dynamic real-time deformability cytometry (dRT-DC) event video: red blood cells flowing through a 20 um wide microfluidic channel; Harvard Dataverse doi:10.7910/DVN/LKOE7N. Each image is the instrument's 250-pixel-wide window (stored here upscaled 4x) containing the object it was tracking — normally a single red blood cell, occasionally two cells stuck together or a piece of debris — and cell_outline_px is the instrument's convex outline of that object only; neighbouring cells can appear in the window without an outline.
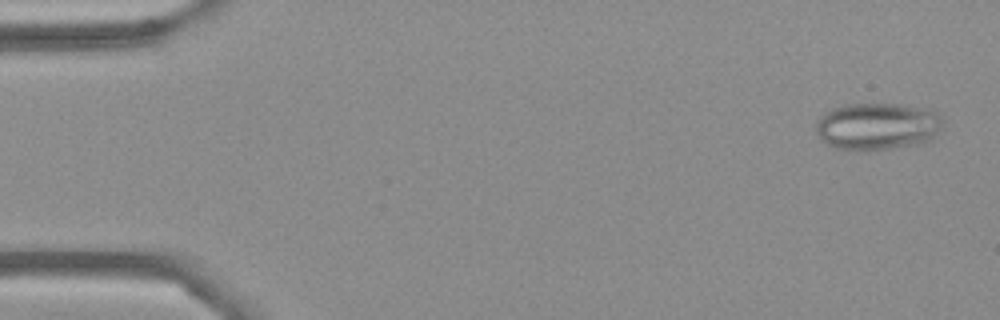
{"species": "Egyptian fruit bat (a non-hibernating species)", "species_latin": "Rousettus aegyptiacus", "temperature_condition": "cold", "stored_images_in_passage": 54, "camera_frame_rate_fps": 3000, "um_per_image_px": 0.085, "frame": {"image": 1, "passage_image": 2, "time_ms": 0.333, "image_size_px": [1000, 320], "cell_outline_px": [[944, 120], [940, 128], [924, 144], [868, 152], [836, 148], [824, 144], [816, 132], [816, 124], [820, 116], [824, 112], [832, 108], [844, 104], [900, 104], [932, 108], [940, 112], [944, 116]], "centroid_in_image_um": [74.6, 10.74], "position_along_channel_um": 10.4, "area_um2": 35.95}}
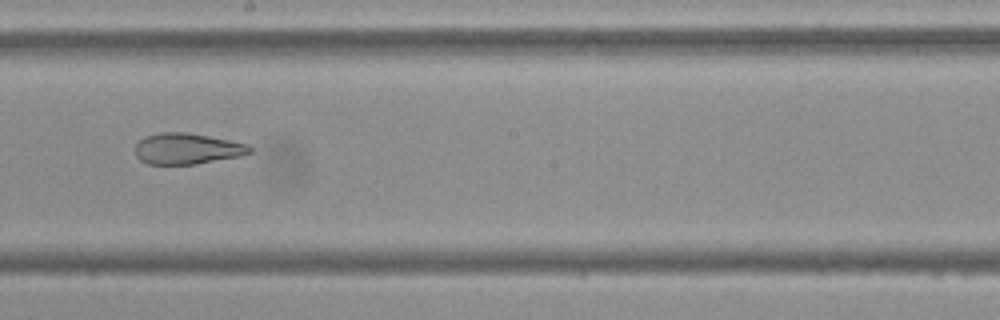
{"frame": {"image": 2, "passage_image": 30, "time_ms": 9.667, "image_size_px": [1000, 320], "cell_outline_px": [[252, 152], [240, 156], [196, 164], [148, 164], [140, 160], [136, 156], [136, 144], [144, 136], [160, 132], [184, 132], [208, 136], [248, 144], [252, 148]], "centroid_in_image_um": [15.89, 12.64], "position_along_channel_um": 232.3, "area_um2": 20.63}}
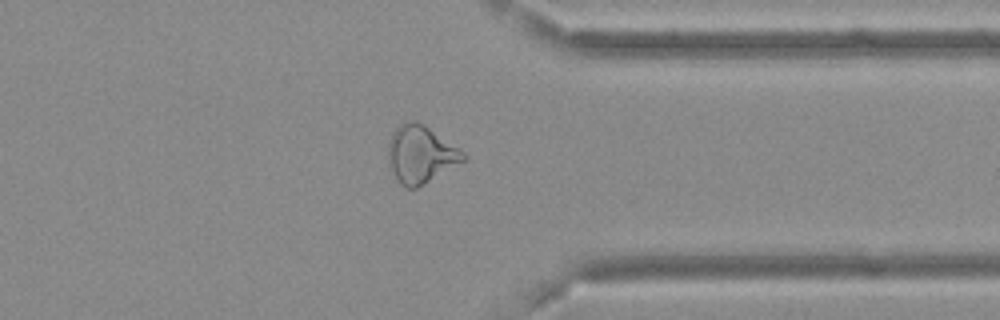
{"frame": {"image": 3, "passage_image": 42, "time_ms": 13.667, "image_size_px": [1000, 320], "cell_outline_px": [[468, 160], [416, 188], [408, 188], [400, 184], [388, 160], [388, 140], [392, 132], [400, 124], [412, 120], [416, 120], [424, 124], [460, 148], [468, 156]], "centroid_in_image_um": [35.8, 13.1], "position_along_channel_um": 375.6, "area_um2": 25.32}, "authors_computed_cell_mechanics": {"area_um2": 25.7788, "velocity_mm_per_s": 3.6977, "shape_relaxation_time_tau1_ms": null, "shape_relaxation_time_tau2_ms": 2.1506, "deformation_change_tau1": null, "deformation_change_tau2": 0.107}}